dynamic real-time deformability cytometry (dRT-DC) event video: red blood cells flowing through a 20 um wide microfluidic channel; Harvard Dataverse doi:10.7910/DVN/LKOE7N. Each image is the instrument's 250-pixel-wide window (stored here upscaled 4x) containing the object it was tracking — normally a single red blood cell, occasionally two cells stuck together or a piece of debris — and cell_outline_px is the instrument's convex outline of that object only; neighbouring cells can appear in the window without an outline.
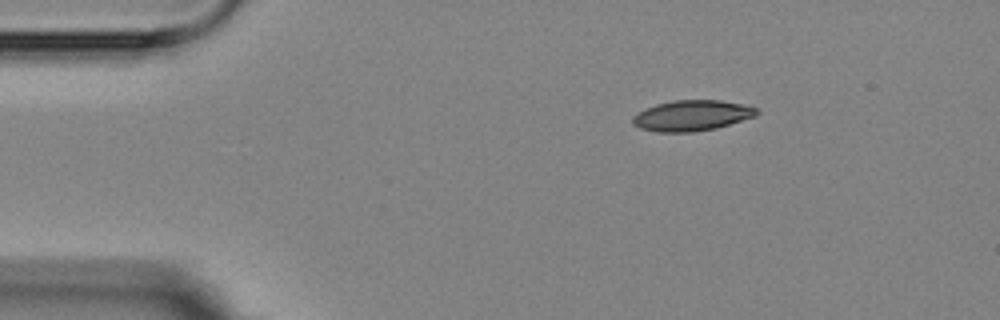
{"species": "Egyptian fruit bat (a non-hibernating species)", "species_latin": "Rousettus aegyptiacus", "temperature_condition": "room temperature", "stored_images_in_passage": 4, "camera_frame_rate_fps": 3000, "um_per_image_px": 0.085, "animal": {"sex": "female"}, "frame": {"image": 1, "passage_image": 1, "time_ms": 0.0, "image_size_px": [1000, 320], "cell_outline_px": [[760, 112], [756, 116], [716, 128], [692, 132], [656, 132], [640, 128], [632, 124], [632, 116], [656, 104], [672, 100], [720, 100], [740, 104], [756, 108]], "centroid_in_image_um": [58.8, 9.83], "position_along_channel_um": 26.2, "area_um2": 22.02}}
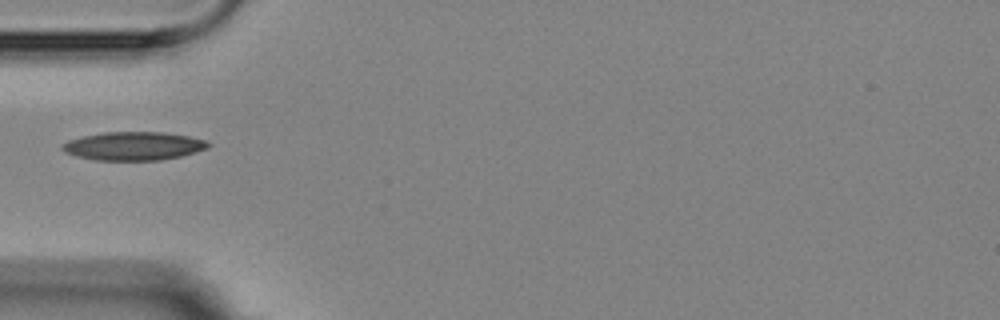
{"frame": {"image": 2, "passage_image": 3, "time_ms": 3.0, "image_size_px": [1000, 320], "cell_outline_px": [[212, 144], [208, 148], [196, 152], [180, 156], [160, 160], [92, 160], [76, 156], [64, 152], [60, 148], [60, 144], [68, 140], [84, 136], [104, 132], [160, 132], [188, 136], [208, 140]], "centroid_in_image_um": [11.34, 12.41], "position_along_channel_um": 73.7, "area_um2": 24.33}}
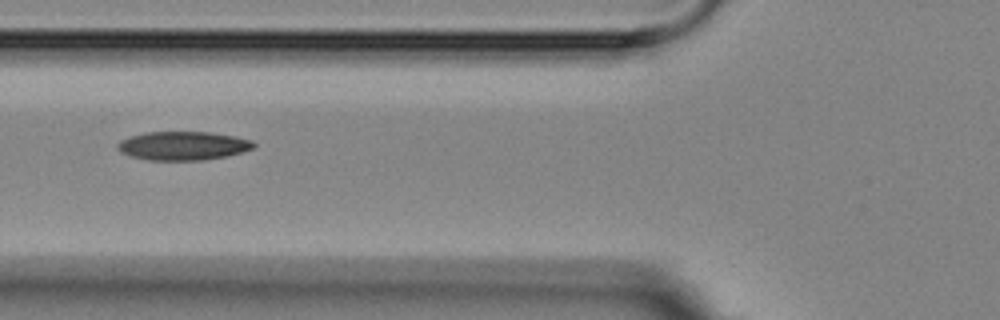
{"frame": {"image": 3, "passage_image": 4, "time_ms": 4.0, "image_size_px": [1000, 320], "cell_outline_px": [[256, 144], [252, 148], [228, 156], [204, 160], [148, 160], [132, 156], [120, 152], [116, 148], [116, 144], [120, 140], [132, 136], [148, 132], [208, 132], [236, 136], [252, 140]], "centroid_in_image_um": [15.55, 12.39], "position_along_channel_um": 110.2, "area_um2": 22.72}}